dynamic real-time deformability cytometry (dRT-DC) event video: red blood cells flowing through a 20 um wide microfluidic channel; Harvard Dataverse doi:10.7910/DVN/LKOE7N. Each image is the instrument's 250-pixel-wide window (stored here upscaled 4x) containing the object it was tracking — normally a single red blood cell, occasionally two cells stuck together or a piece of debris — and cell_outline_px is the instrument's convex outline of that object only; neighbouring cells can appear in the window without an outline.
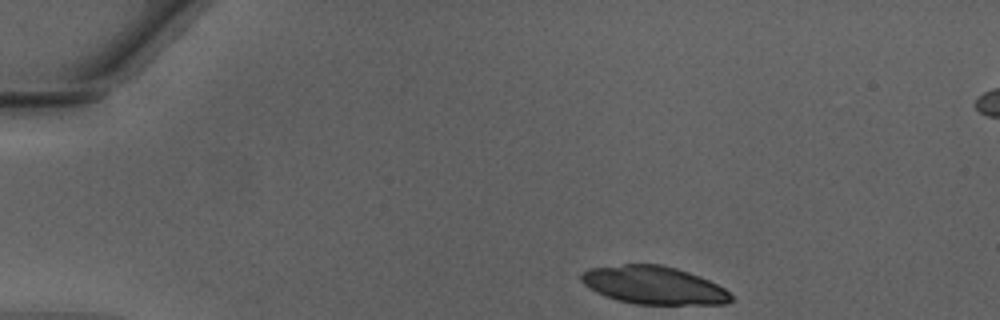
{"species": "Egyptian fruit bat (a non-hibernating species)", "species_latin": "Rousettus aegyptiacus", "temperature_condition": "warm", "stored_images_in_passage": 41, "camera_frame_rate_fps": 3000, "um_per_image_px": 0.085, "animal": {"sex": "male"}, "frame": {"image": 1, "passage_image": 1, "time_ms": 0.0, "image_size_px": [1000, 320], "cell_outline_px": [[736, 300], [728, 304], [636, 304], [616, 300], [596, 292], [588, 288], [580, 280], [580, 272], [588, 268], [624, 264], [660, 264], [676, 268], [700, 276], [724, 288]], "centroid_in_image_um": [55.55, 24.24], "position_along_channel_um": 29.5, "area_um2": 33.35}}